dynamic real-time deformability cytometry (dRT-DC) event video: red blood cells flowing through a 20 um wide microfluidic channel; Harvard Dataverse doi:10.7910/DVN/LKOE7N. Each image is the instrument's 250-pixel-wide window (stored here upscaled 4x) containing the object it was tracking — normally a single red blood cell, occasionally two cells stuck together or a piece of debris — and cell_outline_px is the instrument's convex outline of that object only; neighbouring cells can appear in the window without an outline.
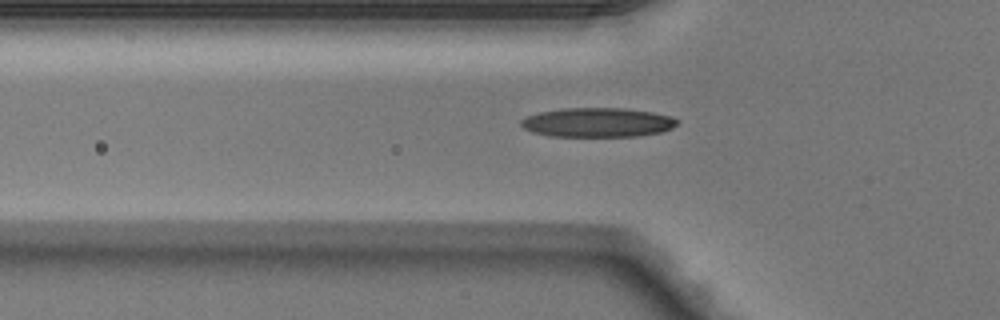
{"species": "Egyptian fruit bat (a non-hibernating species)", "species_latin": "Rousettus aegyptiacus", "temperature_condition": "warm", "stored_images_in_passage": 25, "camera_frame_rate_fps": 3000, "um_per_image_px": 0.085, "animal": {"sex": "male"}, "frame": {"image": 1, "passage_image": 5, "time_ms": 1.333, "image_size_px": [1000, 320], "cell_outline_px": [[676, 124], [672, 128], [660, 132], [640, 136], [548, 136], [532, 132], [524, 128], [520, 124], [520, 120], [524, 116], [540, 112], [564, 108], [624, 108], [652, 112], [668, 116], [676, 120]], "centroid_in_image_um": [50.73, 10.41], "position_along_channel_um": 75.1, "area_um2": 26.59}}
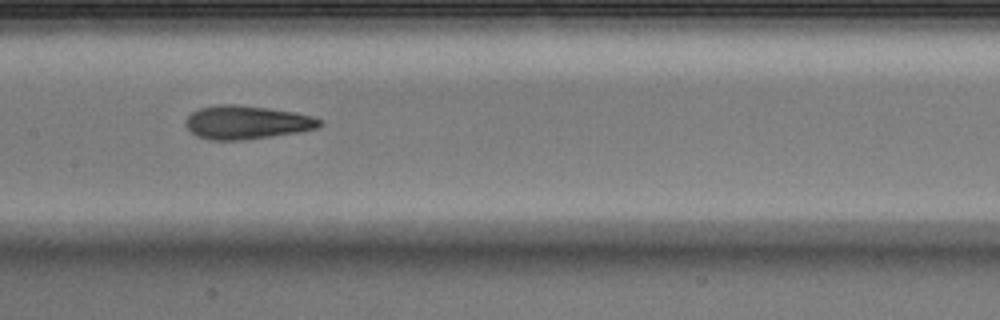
{"frame": {"image": 2, "passage_image": 13, "time_ms": 4.0, "image_size_px": [1000, 320], "cell_outline_px": [[324, 124], [316, 128], [300, 132], [240, 140], [208, 140], [196, 136], [184, 124], [184, 120], [192, 112], [200, 108], [220, 104], [236, 104], [296, 112], [320, 120]], "centroid_in_image_um": [20.92, 10.4], "position_along_channel_um": 186.5, "area_um2": 26.01}}
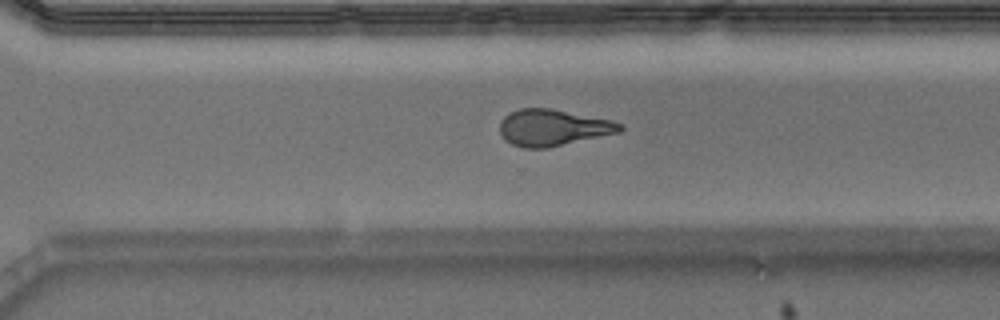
{"frame": {"image": 3, "passage_image": 23, "time_ms": 7.333, "image_size_px": [1000, 320], "cell_outline_px": [[624, 128], [620, 132], [544, 148], [524, 148], [512, 144], [504, 140], [500, 132], [500, 120], [504, 116], [520, 108], [548, 108], [612, 120], [620, 124]], "centroid_in_image_um": [46.96, 10.84], "position_along_channel_um": 323.6, "area_um2": 25.2}}